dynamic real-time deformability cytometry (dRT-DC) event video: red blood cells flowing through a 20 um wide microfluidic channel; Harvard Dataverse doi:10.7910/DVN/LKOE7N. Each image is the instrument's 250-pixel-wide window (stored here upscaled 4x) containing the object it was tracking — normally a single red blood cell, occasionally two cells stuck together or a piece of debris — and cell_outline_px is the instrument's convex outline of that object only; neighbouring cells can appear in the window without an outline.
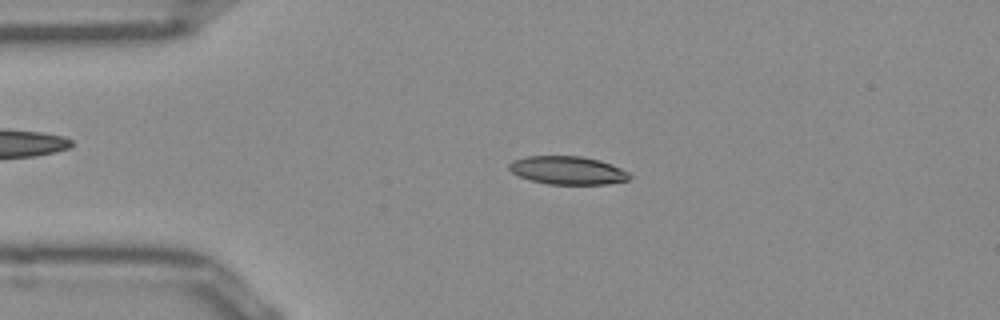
{"species": "Egyptian fruit bat (a non-hibernating species)", "species_latin": "Rousettus aegyptiacus", "temperature_condition": "room temperature", "stored_images_in_passage": 50, "camera_frame_rate_fps": 3000, "um_per_image_px": 0.085, "frame": {"image": 1, "passage_image": 10, "time_ms": 3.0, "image_size_px": [1000, 320], "cell_outline_px": [[632, 176], [628, 180], [604, 184], [548, 184], [532, 180], [520, 176], [512, 172], [508, 168], [508, 164], [512, 160], [524, 156], [580, 156], [600, 160], [612, 164], [628, 172]], "centroid_in_image_um": [48.24, 14.47], "position_along_channel_um": 36.8, "area_um2": 19.77}}
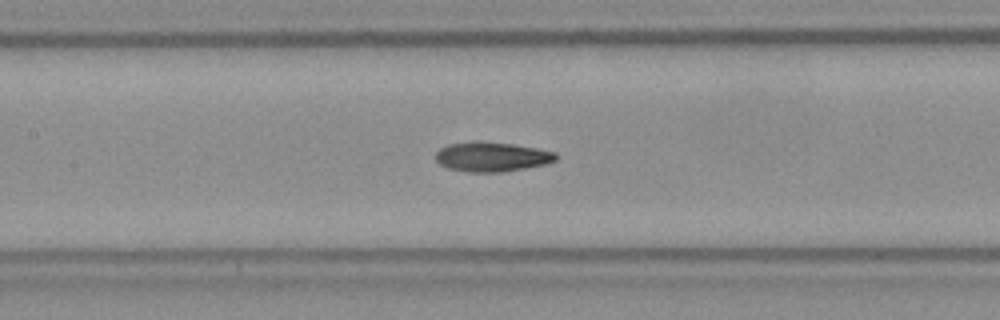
{"frame": {"image": 2, "passage_image": 22, "time_ms": 7.0, "image_size_px": [1000, 320], "cell_outline_px": [[560, 156], [556, 160], [544, 164], [504, 172], [468, 172], [448, 168], [440, 164], [436, 160], [436, 152], [440, 148], [448, 144], [472, 140], [480, 140], [512, 144], [536, 148], [556, 152]], "centroid_in_image_um": [41.79, 13.31], "position_along_channel_um": 165.6, "area_um2": 20.98}}
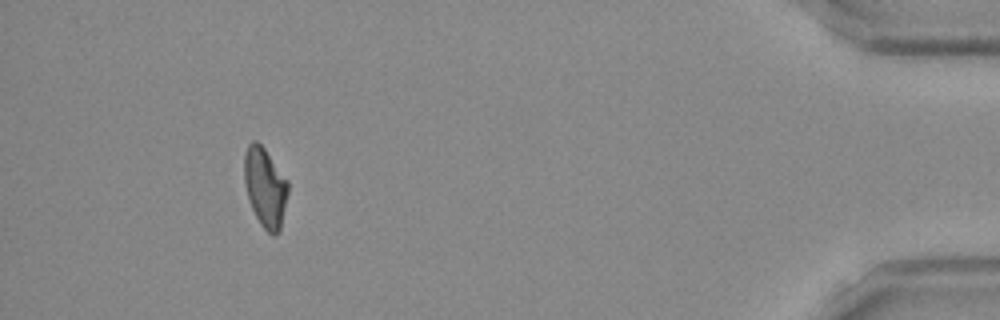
{"frame": {"image": 3, "passage_image": 46, "time_ms": 15.0, "image_size_px": [1000, 320], "cell_outline_px": [[288, 192], [280, 228], [272, 236], [260, 224], [252, 208], [244, 184], [244, 156], [248, 144], [252, 140], [256, 140], [264, 148], [288, 180]], "centroid_in_image_um": [22.52, 15.89], "position_along_channel_um": 412.7, "area_um2": 20.06}, "authors_computed_cell_mechanics": {"area_um2": 20.1433, "velocity_mm_per_s": 3.9358, "shape_relaxation_time_tau1_ms": null, "shape_relaxation_time_tau2_ms": 3.9794, "deformation_change_tau1": null, "deformation_change_tau2": 0.1142}}